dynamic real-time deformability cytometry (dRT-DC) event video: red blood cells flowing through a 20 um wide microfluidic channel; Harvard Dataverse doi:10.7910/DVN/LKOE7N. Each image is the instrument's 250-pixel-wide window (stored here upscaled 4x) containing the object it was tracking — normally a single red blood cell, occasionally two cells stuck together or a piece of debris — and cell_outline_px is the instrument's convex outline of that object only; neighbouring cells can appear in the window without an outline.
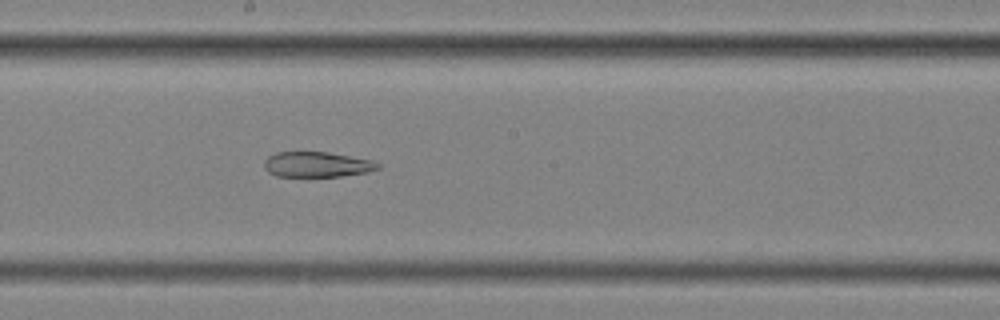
{"species": "common noctule bat (a hibernating species)", "species_latin": "Nyctalus noctula", "temperature_condition": "cold", "stored_images_in_passage": 57, "segment_of_instrument_passage": [2, 2], "camera_frame_rate_fps": 3000, "um_per_image_px": 0.085, "animal": {"sex": "female", "body_mass_g": 25.1}, "frame": {"image": 1, "passage_image": 32, "time_ms": 10.333, "image_size_px": [1000, 320], "cell_outline_px": [[380, 168], [368, 172], [340, 176], [276, 176], [268, 172], [264, 168], [264, 160], [268, 156], [276, 152], [328, 152], [372, 160], [380, 164]], "centroid_in_image_um": [26.93, 13.98], "position_along_channel_um": 221.3, "area_um2": 16.76}}
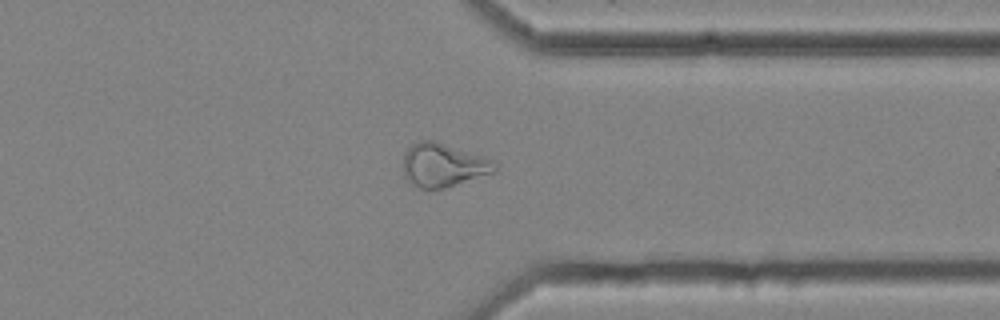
{"frame": {"image": 2, "passage_image": 45, "time_ms": 14.667, "image_size_px": [1000, 320], "cell_outline_px": [[500, 160], [496, 172], [444, 188], [420, 188], [412, 184], [404, 176], [404, 152], [412, 144], [420, 140], [436, 140]], "centroid_in_image_um": [37.77, 14.0], "position_along_channel_um": 373.6, "area_um2": 23.87}}
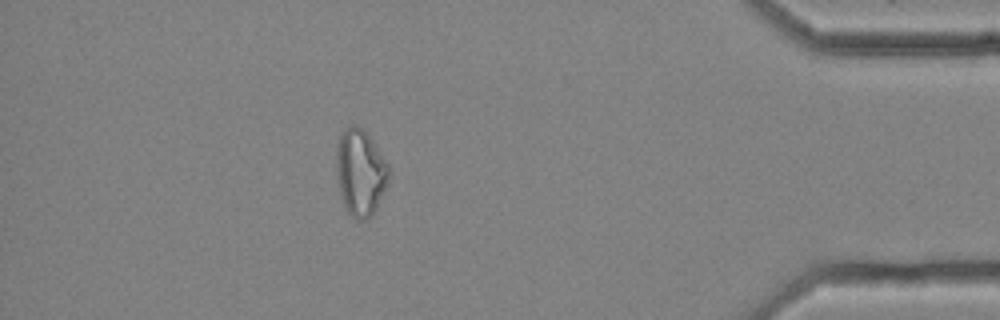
{"frame": {"image": 3, "passage_image": 51, "time_ms": 16.667, "image_size_px": [1000, 320], "cell_outline_px": [[388, 184], [376, 208], [364, 220], [356, 220], [348, 212], [344, 204], [340, 192], [336, 172], [336, 152], [340, 136], [344, 128], [356, 124], [372, 140], [388, 164]], "centroid_in_image_um": [30.62, 14.66], "position_along_channel_um": 404.6, "area_um2": 26.01}}